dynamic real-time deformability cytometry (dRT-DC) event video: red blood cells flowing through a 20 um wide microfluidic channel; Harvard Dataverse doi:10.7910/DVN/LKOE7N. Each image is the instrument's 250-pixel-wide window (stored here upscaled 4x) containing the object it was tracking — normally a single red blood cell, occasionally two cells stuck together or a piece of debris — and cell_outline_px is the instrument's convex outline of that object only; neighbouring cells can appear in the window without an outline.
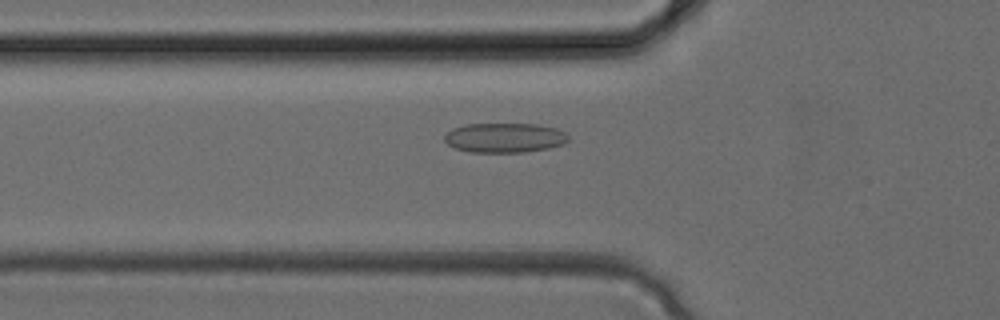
{"species": "common noctule bat (a hibernating species)", "species_latin": "Nyctalus noctula", "temperature_condition": "cold", "stored_images_in_passage": 34, "camera_frame_rate_fps": 3000, "um_per_image_px": 0.085, "animal": {"sex": "female", "body_mass_g": 24.6, "forearm_length_mm": 56.2}, "frame": {"image": 1, "passage_image": 12, "time_ms": 3.667, "image_size_px": [1000, 320], "cell_outline_px": [[568, 140], [564, 144], [548, 148], [524, 152], [472, 152], [456, 148], [448, 144], [444, 140], [444, 136], [452, 128], [468, 124], [536, 124], [556, 128], [564, 132], [568, 136]], "centroid_in_image_um": [42.9, 11.7], "position_along_channel_um": 82.9, "area_um2": 21.27}}
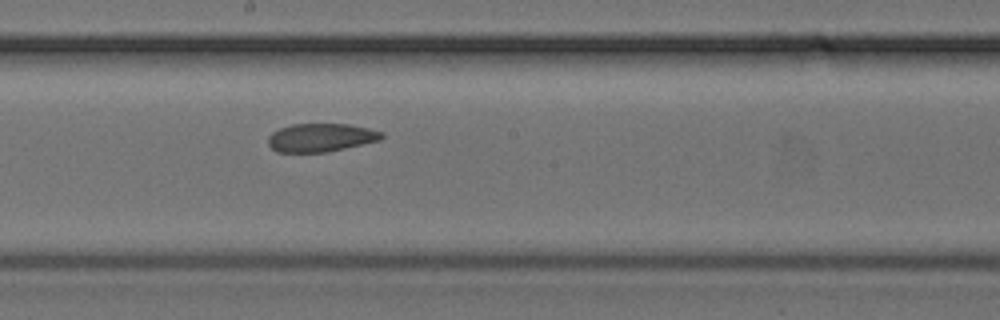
{"frame": {"image": 2, "passage_image": 19, "time_ms": 6.0, "image_size_px": [1000, 320], "cell_outline_px": [[384, 136], [380, 140], [328, 152], [276, 152], [268, 144], [268, 136], [272, 132], [280, 128], [292, 124], [348, 124], [368, 128], [384, 132]], "centroid_in_image_um": [27.27, 11.69], "position_along_channel_um": 220.9, "area_um2": 18.79}}
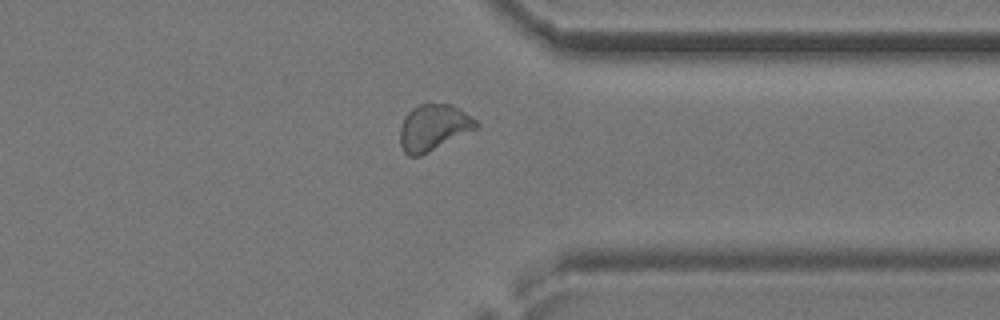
{"frame": {"image": 3, "passage_image": 27, "time_ms": 8.667, "image_size_px": [1000, 320], "cell_outline_px": [[480, 124], [476, 128], [420, 156], [408, 156], [404, 152], [400, 144], [400, 124], [404, 116], [412, 108], [420, 104], [452, 104], [476, 120]], "centroid_in_image_um": [36.8, 10.83], "position_along_channel_um": 374.6, "area_um2": 20.29}}